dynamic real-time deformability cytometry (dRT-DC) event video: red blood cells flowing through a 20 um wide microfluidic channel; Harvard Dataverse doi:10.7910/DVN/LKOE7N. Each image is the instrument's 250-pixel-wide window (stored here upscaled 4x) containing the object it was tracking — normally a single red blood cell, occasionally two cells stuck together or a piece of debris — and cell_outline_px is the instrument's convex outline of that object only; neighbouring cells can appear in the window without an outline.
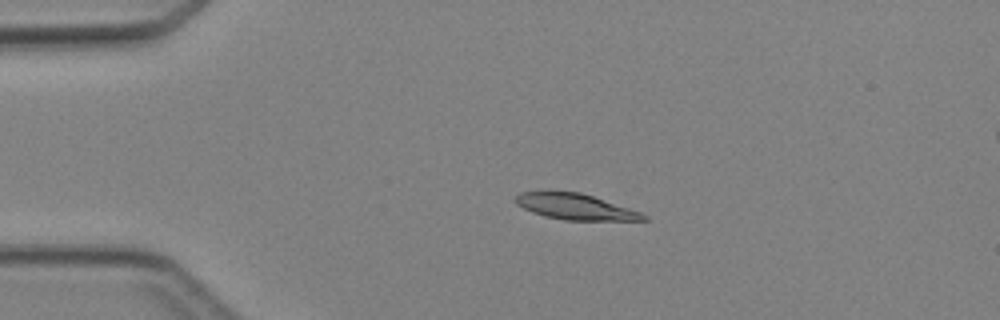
{"species": "Egyptian fruit bat (a non-hibernating species)", "species_latin": "Rousettus aegyptiacus", "temperature_condition": "cold", "stored_images_in_passage": 5, "camera_frame_rate_fps": 3000, "um_per_image_px": 0.085, "animal": {"sex": "female"}, "frame": {"image": 1, "passage_image": 3, "time_ms": 2.667, "image_size_px": [1000, 320], "cell_outline_px": [[648, 220], [564, 220], [544, 216], [532, 212], [516, 204], [512, 200], [520, 192], [580, 192], [640, 212], [648, 216]], "centroid_in_image_um": [48.87, 17.58], "position_along_channel_um": 36.1, "area_um2": 18.96}}